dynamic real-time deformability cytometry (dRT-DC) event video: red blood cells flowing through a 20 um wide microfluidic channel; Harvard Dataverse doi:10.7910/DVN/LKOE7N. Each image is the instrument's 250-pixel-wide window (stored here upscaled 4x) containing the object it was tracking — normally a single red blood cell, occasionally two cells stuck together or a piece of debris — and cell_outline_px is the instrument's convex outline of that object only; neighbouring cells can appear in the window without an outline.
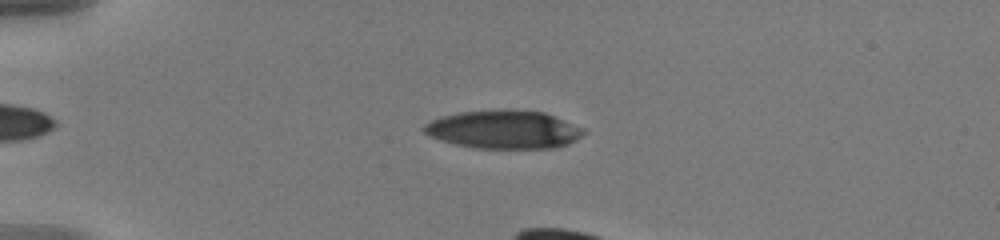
{"species": "human", "species_latin": "Homo sapiens", "temperature_condition": "warm", "stored_images_in_passage": 22, "camera_frame_rate_fps": 3000, "um_per_image_px": 0.085, "donor": {"sex": "male"}, "frame": {"image": 1, "passage_image": 14, "time_ms": 4.333, "image_size_px": [1000, 240], "cell_outline_px": [[588, 132], [576, 140], [568, 144], [556, 148], [476, 148], [456, 144], [440, 140], [428, 136], [420, 128], [424, 124], [440, 116], [460, 112], [504, 108], [516, 108], [544, 112], [584, 128]], "centroid_in_image_um": [42.82, 10.99], "position_along_channel_um": 42.2, "area_um2": 36.3}}
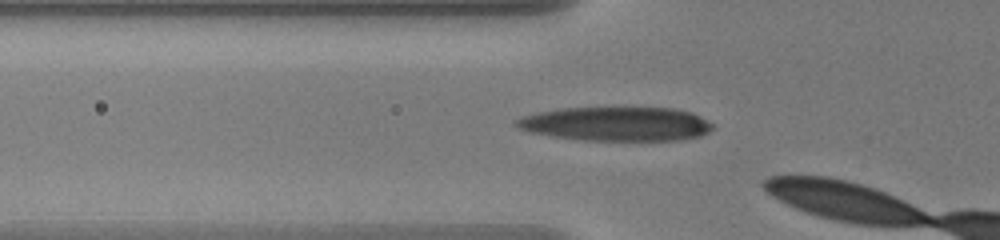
{"frame": {"image": 2, "passage_image": 20, "time_ms": 6.333, "image_size_px": [1000, 240], "cell_outline_px": [[712, 128], [708, 132], [700, 136], [680, 140], [584, 140], [552, 136], [528, 132], [512, 124], [512, 120], [520, 116], [540, 112], [564, 108], [676, 108], [692, 112], [712, 124]], "centroid_in_image_um": [52.33, 10.53], "position_along_channel_um": 73.5, "area_um2": 38.96}}